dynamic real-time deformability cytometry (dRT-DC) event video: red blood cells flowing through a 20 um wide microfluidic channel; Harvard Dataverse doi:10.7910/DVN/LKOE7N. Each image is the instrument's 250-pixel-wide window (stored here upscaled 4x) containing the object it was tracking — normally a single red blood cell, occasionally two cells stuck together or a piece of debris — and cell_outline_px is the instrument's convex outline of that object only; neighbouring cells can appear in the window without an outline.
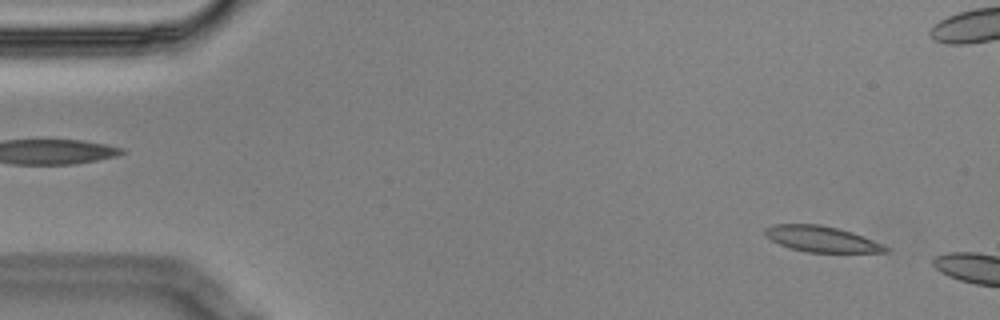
{"species": "Egyptian fruit bat (a non-hibernating species)", "species_latin": "Rousettus aegyptiacus", "temperature_condition": "cold", "stored_images_in_passage": 4, "camera_frame_rate_fps": 3000, "um_per_image_px": 0.085, "animal": {"sex": "male"}, "frame": {"image": 1, "passage_image": 1, "time_ms": 0.0, "image_size_px": [1000, 320], "cell_outline_px": [[888, 252], [808, 252], [788, 248], [772, 240], [764, 232], [764, 228], [772, 224], [820, 224], [852, 232], [864, 236], [888, 248]], "centroid_in_image_um": [69.79, 20.31], "position_along_channel_um": 15.2, "area_um2": 17.92}}